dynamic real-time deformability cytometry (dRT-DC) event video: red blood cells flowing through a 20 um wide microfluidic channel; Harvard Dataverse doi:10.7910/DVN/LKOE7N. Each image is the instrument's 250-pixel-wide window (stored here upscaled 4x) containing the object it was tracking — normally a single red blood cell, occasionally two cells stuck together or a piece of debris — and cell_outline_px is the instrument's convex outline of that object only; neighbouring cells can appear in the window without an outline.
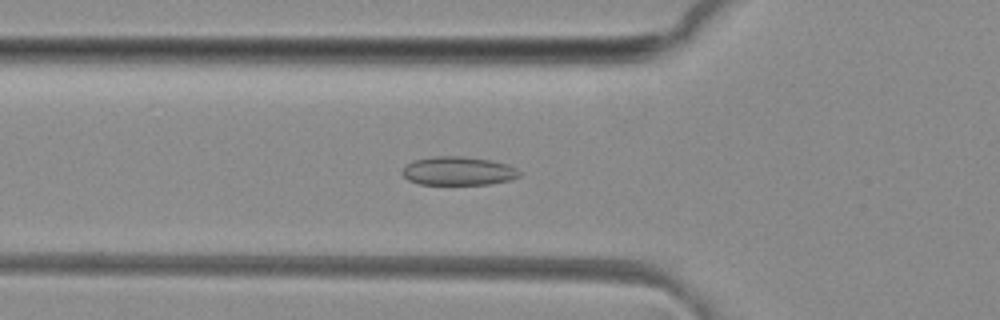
{"species": "common noctule bat (a hibernating species)", "species_latin": "Nyctalus noctula", "temperature_condition": "room temperature", "stored_images_in_passage": 41, "camera_frame_rate_fps": 3000, "um_per_image_px": 0.085, "animal": {"sex": "female", "body_mass_g": 29.2, "forearm_length_mm": 56.3}, "frame": {"image": 1, "passage_image": 17, "time_ms": 5.333, "image_size_px": [1000, 320], "cell_outline_px": [[524, 172], [520, 176], [512, 180], [488, 184], [420, 184], [408, 180], [400, 172], [412, 160], [432, 156], [464, 156], [492, 160], [508, 164]], "centroid_in_image_um": [38.99, 14.52], "position_along_channel_um": 86.8, "area_um2": 19.83}}
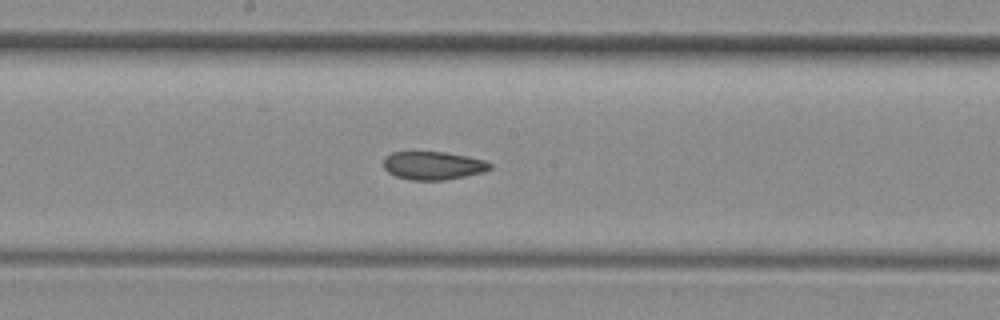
{"frame": {"image": 2, "passage_image": 26, "time_ms": 8.333, "image_size_px": [1000, 320], "cell_outline_px": [[492, 168], [484, 172], [444, 180], [412, 180], [396, 176], [388, 172], [384, 168], [384, 156], [392, 152], [444, 152], [468, 156], [484, 160], [492, 164]], "centroid_in_image_um": [36.82, 14.07], "position_along_channel_um": 211.4, "area_um2": 17.51}}
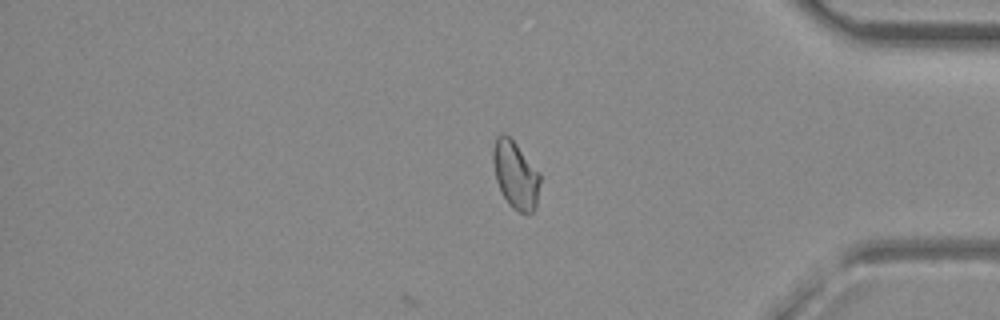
{"frame": {"image": 3, "passage_image": 41, "time_ms": 13.333, "image_size_px": [1000, 320], "cell_outline_px": [[540, 180], [536, 208], [528, 216], [512, 208], [508, 204], [500, 192], [496, 180], [492, 160], [492, 148], [496, 136], [500, 132], [504, 132], [516, 144], [540, 172]], "centroid_in_image_um": [43.8, 14.88], "position_along_channel_um": 391.4, "area_um2": 18.9}, "authors_computed_cell_mechanics": {"area_um2": 18.9006, "velocity_mm_per_s": 4.1378, "shape_relaxation_time_tau1_ms": null, "shape_relaxation_time_tau2_ms": 1.9175, "deformation_change_tau1": null, "deformation_change_tau2": 0.0674}}